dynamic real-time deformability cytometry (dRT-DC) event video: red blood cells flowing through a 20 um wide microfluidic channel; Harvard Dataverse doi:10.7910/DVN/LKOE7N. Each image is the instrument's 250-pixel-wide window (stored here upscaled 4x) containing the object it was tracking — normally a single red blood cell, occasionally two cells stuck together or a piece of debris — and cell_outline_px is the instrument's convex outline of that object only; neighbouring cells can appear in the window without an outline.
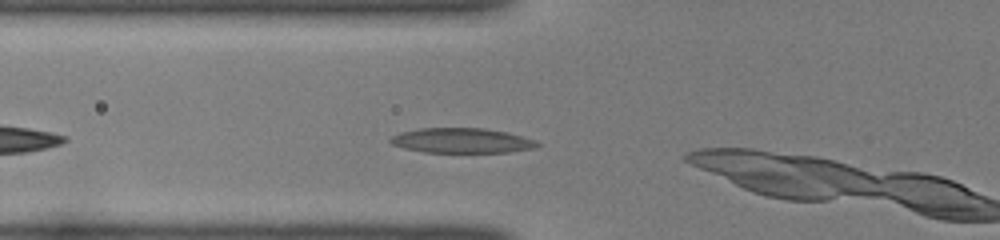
{"species": "common noctule bat (a hibernating species)", "species_latin": "Nyctalus noctula", "temperature_condition": "room temperature", "stored_images_in_passage": 3, "camera_frame_rate_fps": 3000, "um_per_image_px": 0.085, "animal": {"sex": "female", "body_mass_g": 22.0, "forearm_length_mm": 56.7}, "frame": {"image": 1, "passage_image": 2, "time_ms": 0.333, "image_size_px": [1000, 240], "cell_outline_px": [[540, 144], [536, 148], [508, 152], [424, 152], [404, 148], [392, 144], [388, 140], [392, 136], [400, 132], [420, 128], [484, 128], [508, 132], [536, 140]], "centroid_in_image_um": [39.26, 11.94], "position_along_channel_um": 86.5, "area_um2": 21.39}}